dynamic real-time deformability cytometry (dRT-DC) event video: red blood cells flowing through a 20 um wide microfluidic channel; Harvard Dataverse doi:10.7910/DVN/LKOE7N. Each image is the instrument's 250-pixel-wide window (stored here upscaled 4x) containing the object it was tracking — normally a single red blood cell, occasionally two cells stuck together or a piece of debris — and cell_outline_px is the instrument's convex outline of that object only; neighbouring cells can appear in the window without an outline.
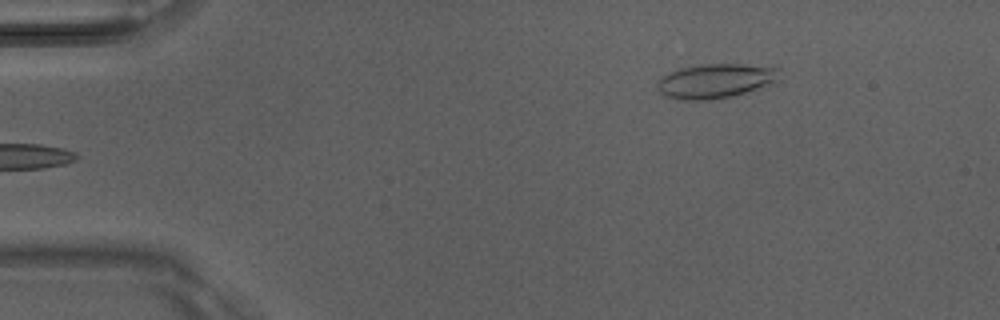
{"species": "Egyptian fruit bat (a non-hibernating species)", "species_latin": "Rousettus aegyptiacus", "temperature_condition": "room temperature", "stored_images_in_passage": 5, "camera_frame_rate_fps": 3000, "um_per_image_px": 0.085, "animal": {"sex": "male"}, "frame": {"image": 1, "passage_image": 5, "time_ms": 1.333, "image_size_px": [1000, 320], "cell_outline_px": [[780, 80], [772, 84], [732, 96], [712, 100], [680, 100], [664, 96], [656, 88], [656, 84], [664, 76], [680, 68], [704, 64], [744, 64], [780, 68]], "centroid_in_image_um": [60.85, 6.89], "position_along_channel_um": 24.1, "area_um2": 24.62}}